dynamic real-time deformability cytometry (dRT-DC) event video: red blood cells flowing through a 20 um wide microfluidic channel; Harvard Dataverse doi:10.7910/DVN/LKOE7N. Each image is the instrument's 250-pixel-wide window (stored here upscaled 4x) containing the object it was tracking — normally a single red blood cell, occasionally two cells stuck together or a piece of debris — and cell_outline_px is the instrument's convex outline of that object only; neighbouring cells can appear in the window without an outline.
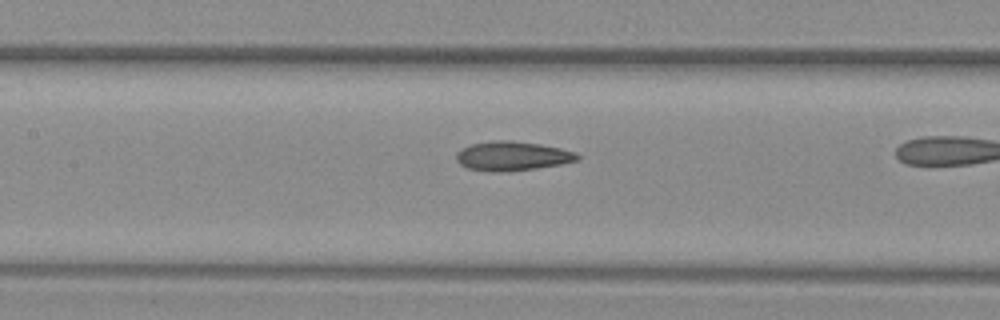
{"species": "common noctule bat (a hibernating species)", "species_latin": "Nyctalus noctula", "temperature_condition": "warm", "stored_images_in_passage": 29, "camera_frame_rate_fps": 3000, "um_per_image_px": 0.085, "animal": {"sex": "female", "body_mass_g": 29.2, "forearm_length_mm": 56.3}, "frame": {"image": 1, "passage_image": 13, "time_ms": 4.0, "image_size_px": [1000, 320], "cell_outline_px": [[580, 160], [560, 164], [536, 168], [500, 172], [492, 172], [468, 168], [460, 164], [456, 160], [456, 152], [472, 144], [492, 140], [512, 140], [540, 144], [560, 148], [576, 152], [580, 156]], "centroid_in_image_um": [43.56, 13.26], "position_along_channel_um": 163.8, "area_um2": 20.63}}
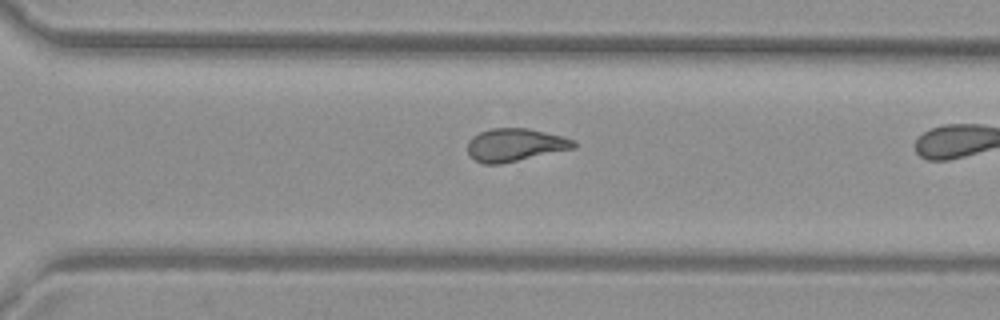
{"frame": {"image": 2, "passage_image": 25, "time_ms": 8.0, "image_size_px": [1000, 320], "cell_outline_px": [[576, 148], [500, 164], [484, 164], [472, 160], [468, 152], [468, 140], [472, 136], [480, 132], [492, 128], [528, 128], [564, 136], [576, 140]], "centroid_in_image_um": [43.79, 12.32], "position_along_channel_um": 326.8, "area_um2": 20.58}}